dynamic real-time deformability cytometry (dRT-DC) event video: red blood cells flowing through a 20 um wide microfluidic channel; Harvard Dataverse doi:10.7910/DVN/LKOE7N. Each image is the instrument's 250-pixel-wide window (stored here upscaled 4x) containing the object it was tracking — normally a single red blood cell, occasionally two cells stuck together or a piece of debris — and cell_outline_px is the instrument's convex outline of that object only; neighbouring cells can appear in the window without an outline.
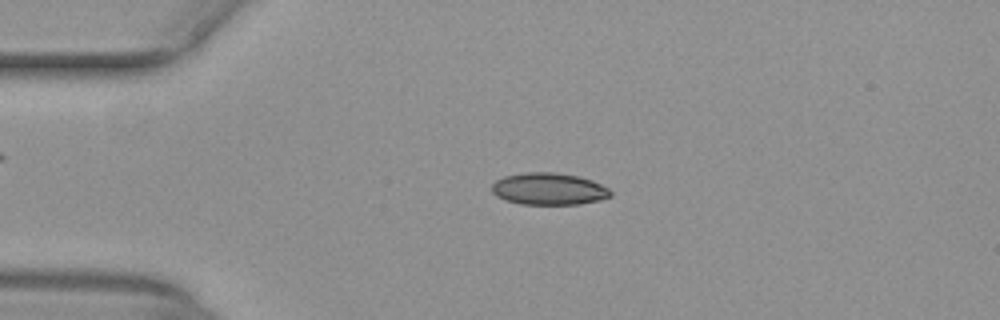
{"species": "common noctule bat (a hibernating species)", "species_latin": "Nyctalus noctula", "temperature_condition": "warm", "stored_images_in_passage": 51, "camera_frame_rate_fps": 3000, "um_per_image_px": 0.085, "animal": {"sex": "female", "body_mass_g": 29.2, "forearm_length_mm": 56.3}, "frame": {"image": 1, "passage_image": 12, "time_ms": 3.667, "image_size_px": [1000, 320], "cell_outline_px": [[612, 196], [600, 200], [580, 204], [520, 204], [504, 200], [496, 196], [492, 192], [492, 184], [496, 180], [504, 176], [524, 172], [556, 172], [580, 176], [592, 180], [608, 188], [612, 192]], "centroid_in_image_um": [46.65, 16.05], "position_along_channel_um": 38.4, "area_um2": 22.37}}
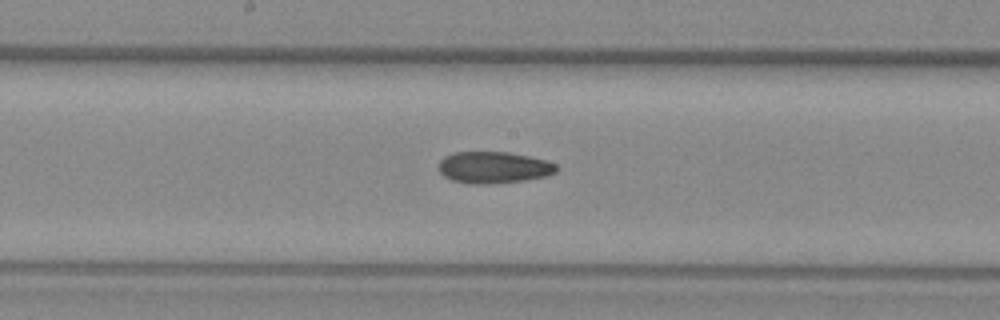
{"frame": {"image": 2, "passage_image": 27, "time_ms": 8.667, "image_size_px": [1000, 320], "cell_outline_px": [[560, 168], [556, 172], [544, 176], [524, 180], [488, 184], [468, 184], [452, 180], [444, 176], [440, 172], [440, 160], [444, 156], [452, 152], [508, 152], [528, 156], [544, 160], [556, 164]], "centroid_in_image_um": [41.94, 14.23], "position_along_channel_um": 206.3, "area_um2": 21.68}}
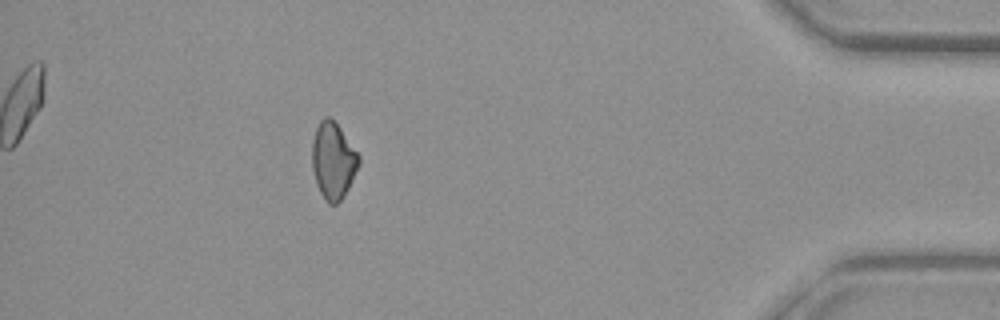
{"frame": {"image": 3, "passage_image": 46, "time_ms": 15.0, "image_size_px": [1000, 320], "cell_outline_px": [[360, 164], [344, 196], [336, 204], [328, 204], [320, 192], [316, 184], [312, 168], [312, 140], [316, 128], [320, 120], [324, 116], [328, 116], [340, 128], [360, 156]], "centroid_in_image_um": [28.31, 13.66], "position_along_channel_um": 406.9, "area_um2": 20.81}, "authors_computed_cell_mechanics": {"area_um2": 21.2704, "velocity_mm_per_s": 4.0171, "shape_relaxation_time_tau1_ms": null, "shape_relaxation_time_tau2_ms": 9.1797, "deformation_change_tau1": null, "deformation_change_tau2": 0.1479}}